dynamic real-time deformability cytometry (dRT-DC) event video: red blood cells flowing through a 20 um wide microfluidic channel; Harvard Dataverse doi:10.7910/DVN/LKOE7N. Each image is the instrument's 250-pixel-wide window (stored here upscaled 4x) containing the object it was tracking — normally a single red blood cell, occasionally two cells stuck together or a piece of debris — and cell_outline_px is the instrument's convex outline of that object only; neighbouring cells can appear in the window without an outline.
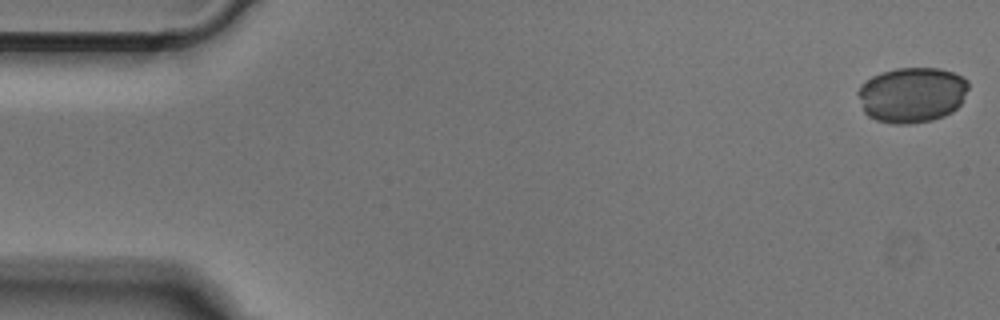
{"species": "Egyptian fruit bat (a non-hibernating species)", "species_latin": "Rousettus aegyptiacus", "temperature_condition": "cold", "stored_images_in_passage": 50, "camera_frame_rate_fps": 3000, "um_per_image_px": 0.085, "animal": {"sex": "male"}, "frame": {"image": 1, "passage_image": 1, "time_ms": 0.0, "image_size_px": [1000, 320], "cell_outline_px": [[968, 88], [960, 104], [952, 112], [944, 116], [932, 120], [908, 124], [892, 124], [876, 120], [868, 116], [864, 112], [856, 92], [860, 84], [872, 76], [896, 68], [940, 68], [952, 72], [968, 80]], "centroid_in_image_um": [77.49, 8.06], "position_along_channel_um": 7.5, "area_um2": 35.78}}
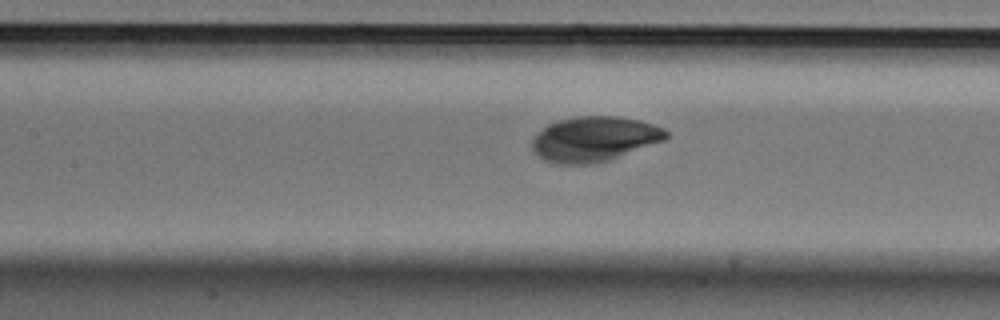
{"frame": {"image": 2, "passage_image": 22, "time_ms": 7.0, "image_size_px": [1000, 320], "cell_outline_px": [[668, 136], [664, 140], [608, 160], [592, 164], [552, 164], [544, 160], [532, 148], [532, 140], [536, 132], [548, 124], [560, 120], [576, 116], [616, 116], [640, 120], [664, 128], [668, 132]], "centroid_in_image_um": [50.49, 11.81], "position_along_channel_um": 156.9, "area_um2": 35.03}}
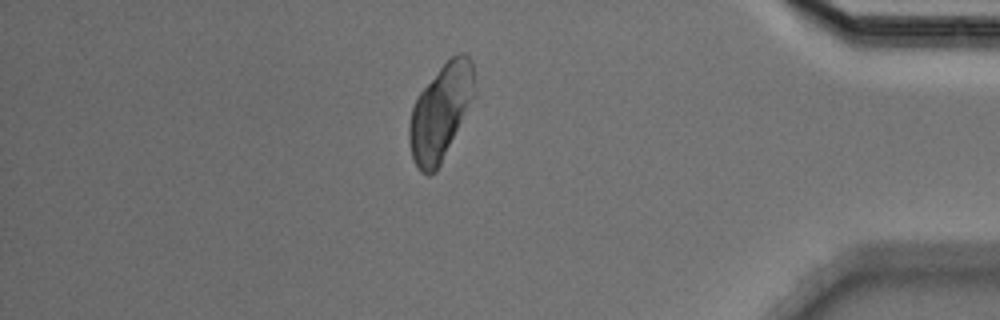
{"frame": {"image": 3, "passage_image": 43, "time_ms": 14.0, "image_size_px": [1000, 320], "cell_outline_px": [[472, 96], [440, 164], [436, 172], [428, 176], [420, 172], [412, 160], [408, 140], [408, 124], [412, 108], [420, 92], [440, 68], [452, 56], [460, 52], [464, 52], [472, 60]], "centroid_in_image_um": [37.36, 9.58], "position_along_channel_um": 397.8, "area_um2": 35.03}}